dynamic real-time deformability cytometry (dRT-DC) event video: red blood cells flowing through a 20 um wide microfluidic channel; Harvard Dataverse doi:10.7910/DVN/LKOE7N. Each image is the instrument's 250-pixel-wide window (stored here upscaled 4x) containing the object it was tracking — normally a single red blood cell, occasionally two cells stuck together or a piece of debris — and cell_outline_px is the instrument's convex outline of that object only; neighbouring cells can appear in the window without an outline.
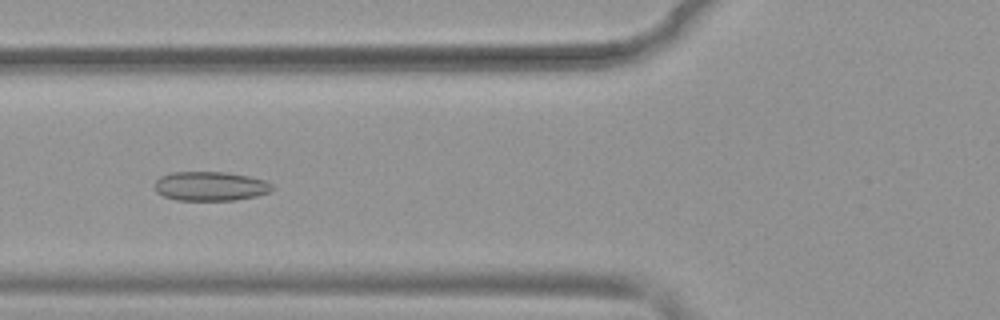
{"species": "common noctule bat (a hibernating species)", "species_latin": "Nyctalus noctula", "temperature_condition": "warm", "stored_images_in_passage": 52, "camera_frame_rate_fps": 3000, "um_per_image_px": 0.085, "animal": {"sex": "female", "body_mass_g": 19.9}, "frame": {"image": 1, "passage_image": 20, "time_ms": 6.333, "image_size_px": [1000, 320], "cell_outline_px": [[276, 188], [268, 192], [256, 196], [236, 200], [176, 200], [164, 196], [156, 192], [156, 180], [160, 176], [172, 172], [228, 172], [248, 176], [264, 180], [272, 184]], "centroid_in_image_um": [17.9, 15.82], "position_along_channel_um": 107.9, "area_um2": 20.06}}
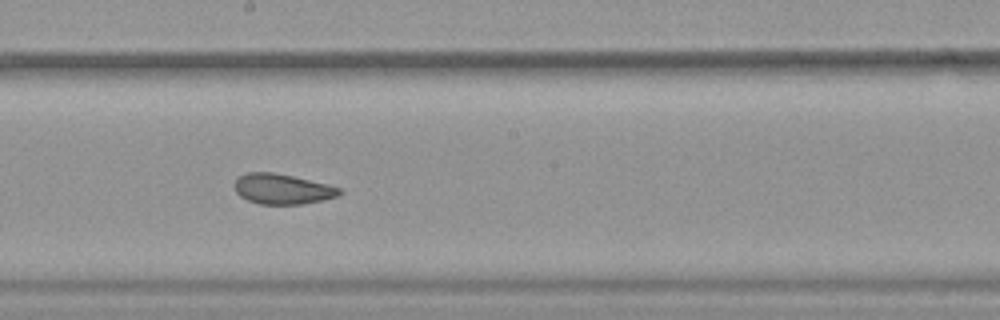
{"frame": {"image": 2, "passage_image": 29, "time_ms": 9.333, "image_size_px": [1000, 320], "cell_outline_px": [[344, 192], [340, 196], [324, 200], [304, 204], [260, 204], [248, 200], [240, 196], [236, 192], [236, 176], [248, 172], [272, 172], [292, 176], [328, 184], [340, 188]], "centroid_in_image_um": [24.04, 16.07], "position_along_channel_um": 224.2, "area_um2": 18.61}}
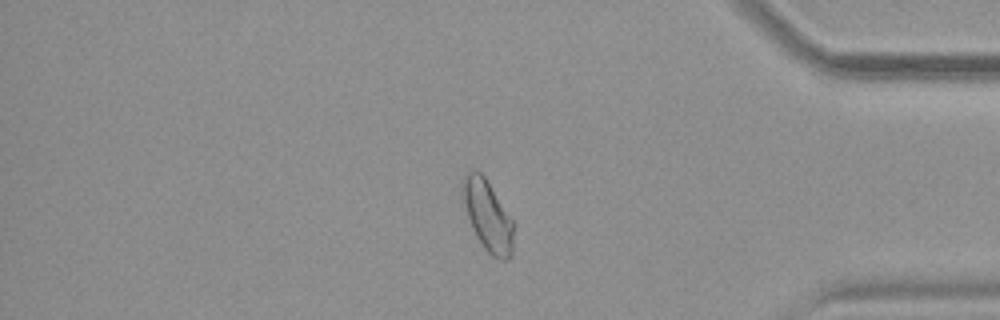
{"frame": {"image": 3, "passage_image": 44, "time_ms": 14.333, "image_size_px": [1000, 320], "cell_outline_px": [[516, 224], [512, 256], [504, 260], [500, 260], [492, 256], [484, 248], [476, 236], [472, 228], [460, 192], [460, 184], [468, 168], [472, 168], [480, 172], [484, 176]], "centroid_in_image_um": [41.46, 18.31], "position_along_channel_um": 393.7, "area_um2": 21.62}, "authors_computed_cell_mechanics": {"area_um2": 21.5883, "velocity_mm_per_s": 3.8812, "shape_relaxation_time_tau1_ms": null, "shape_relaxation_time_tau2_ms": 1.3735, "deformation_change_tau1": null, "deformation_change_tau2": 0.0701}}